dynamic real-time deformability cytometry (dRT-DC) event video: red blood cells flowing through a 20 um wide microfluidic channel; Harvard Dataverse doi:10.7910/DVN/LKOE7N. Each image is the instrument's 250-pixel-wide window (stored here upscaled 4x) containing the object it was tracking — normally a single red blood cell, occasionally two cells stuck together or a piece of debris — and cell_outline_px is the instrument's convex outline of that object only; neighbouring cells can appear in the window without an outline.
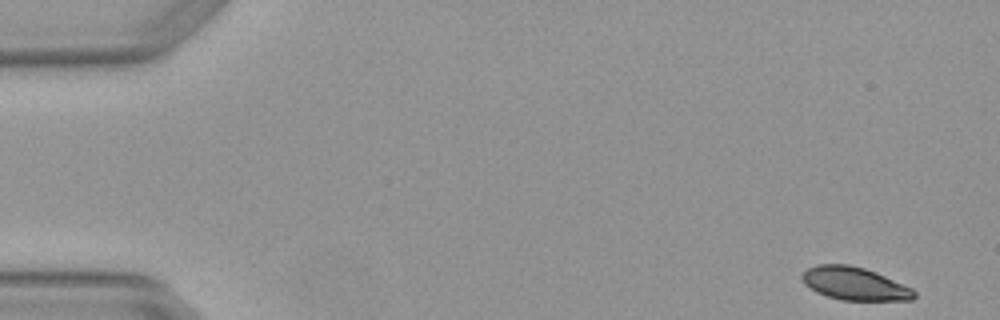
{"species": "Egyptian fruit bat (a non-hibernating species)", "species_latin": "Rousettus aegyptiacus", "temperature_condition": "warm", "stored_images_in_passage": 4, "camera_frame_rate_fps": 3000, "um_per_image_px": 0.085, "animal": {"sex": "female"}, "frame": {"image": 1, "passage_image": 1, "time_ms": 0.0, "image_size_px": [1000, 320], "cell_outline_px": [[916, 296], [912, 300], [840, 300], [816, 292], [804, 284], [800, 276], [808, 268], [816, 264], [848, 264], [864, 268], [876, 272], [912, 288], [916, 292]], "centroid_in_image_um": [72.63, 24.1], "position_along_channel_um": 12.4, "area_um2": 21.56}}
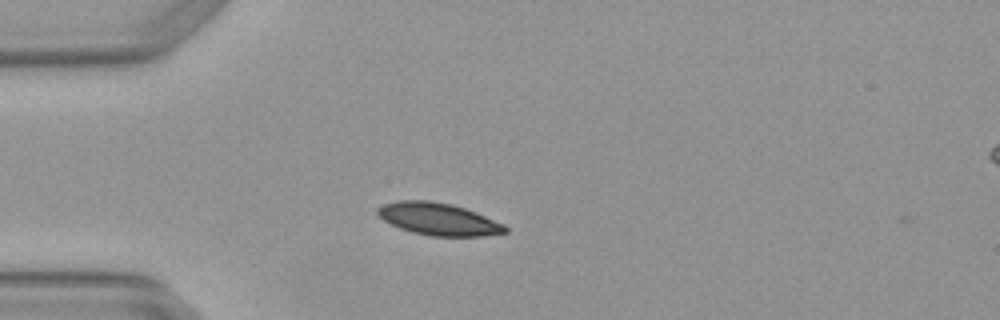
{"frame": {"image": 2, "passage_image": 4, "time_ms": 1.0, "image_size_px": [1000, 320], "cell_outline_px": [[508, 232], [480, 236], [432, 236], [412, 232], [400, 228], [384, 220], [376, 212], [376, 208], [384, 204], [400, 200], [428, 200], [452, 204], [476, 212], [504, 224], [508, 228]], "centroid_in_image_um": [37.27, 18.62], "position_along_channel_um": 47.7, "area_um2": 23.87}}